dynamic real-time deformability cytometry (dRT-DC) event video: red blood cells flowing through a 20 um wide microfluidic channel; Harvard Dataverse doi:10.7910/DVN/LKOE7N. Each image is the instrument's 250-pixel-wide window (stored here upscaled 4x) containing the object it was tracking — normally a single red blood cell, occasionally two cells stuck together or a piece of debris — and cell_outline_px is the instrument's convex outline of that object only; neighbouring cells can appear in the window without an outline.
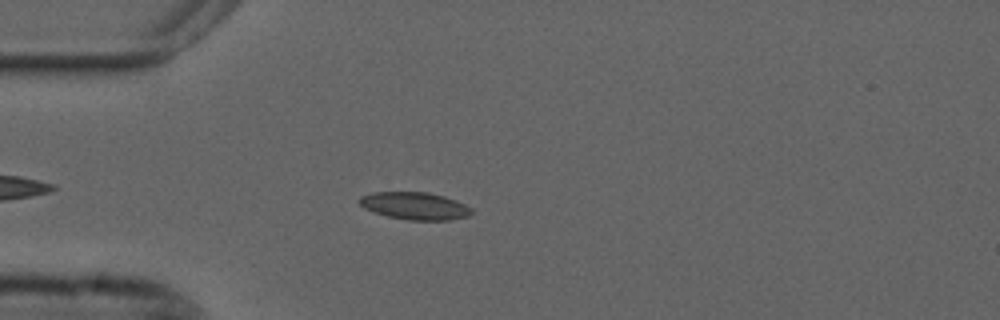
{"species": "common noctule bat (a hibernating species)", "species_latin": "Nyctalus noctula", "temperature_condition": "cold", "stored_images_in_passage": 47, "camera_frame_rate_fps": 3000, "um_per_image_px": 0.085, "animal": {"sex": "male", "forearm_length_mm": 52.5}, "frame": {"image": 1, "passage_image": 7, "time_ms": 2.0, "image_size_px": [1000, 320], "cell_outline_px": [[472, 212], [468, 216], [452, 220], [408, 220], [388, 216], [372, 212], [364, 208], [360, 204], [360, 196], [372, 192], [428, 192], [444, 196], [456, 200], [472, 208]], "centroid_in_image_um": [35.26, 17.5], "position_along_channel_um": 49.7, "area_um2": 17.98}}
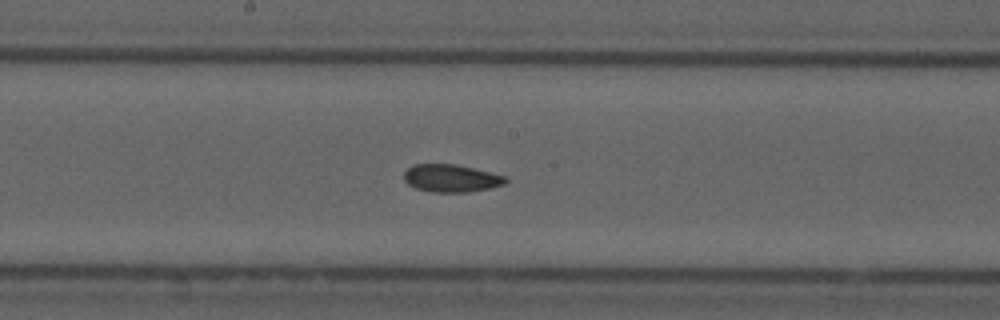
{"frame": {"image": 2, "passage_image": 21, "time_ms": 6.667, "image_size_px": [1000, 320], "cell_outline_px": [[508, 180], [504, 184], [488, 188], [468, 192], [432, 192], [416, 188], [408, 184], [404, 180], [404, 172], [412, 164], [456, 164], [504, 176]], "centroid_in_image_um": [38.3, 15.15], "position_along_channel_um": 209.9, "area_um2": 16.18}}
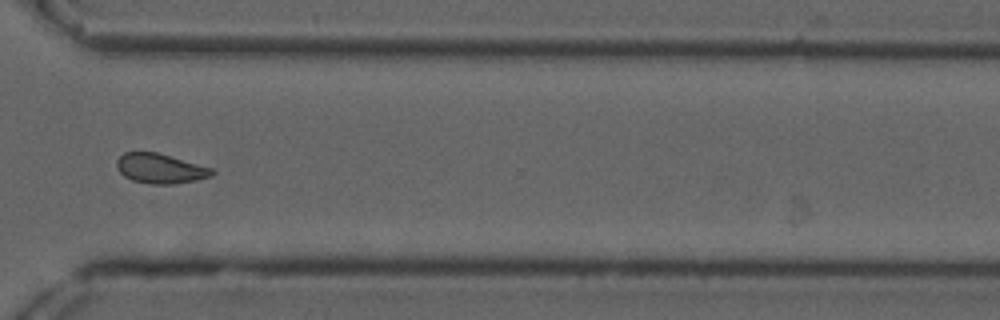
{"frame": {"image": 3, "passage_image": 33, "time_ms": 10.667, "image_size_px": [1000, 320], "cell_outline_px": [[216, 172], [212, 176], [196, 180], [172, 184], [152, 184], [132, 180], [124, 176], [120, 172], [116, 164], [116, 160], [124, 152], [156, 152], [212, 168]], "centroid_in_image_um": [13.62, 14.32], "position_along_channel_um": 357.0, "area_um2": 16.42}, "authors_computed_cell_mechanics": {"area_um2": 16.7042, "velocity_mm_per_s": 3.6789, "shape_relaxation_time_tau1_ms": null, "shape_relaxation_time_tau2_ms": 2.971, "deformation_change_tau1": null, "deformation_change_tau2": 0.0817}}